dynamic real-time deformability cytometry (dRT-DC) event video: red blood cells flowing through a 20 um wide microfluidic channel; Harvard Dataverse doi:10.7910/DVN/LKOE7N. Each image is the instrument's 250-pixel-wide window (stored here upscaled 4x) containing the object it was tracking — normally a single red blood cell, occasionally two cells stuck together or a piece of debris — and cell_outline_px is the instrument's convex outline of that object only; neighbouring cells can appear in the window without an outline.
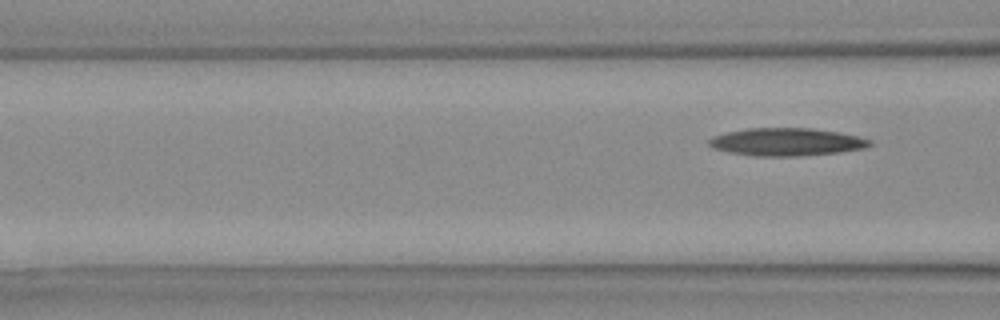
{"species": "Egyptian fruit bat (a non-hibernating species)", "species_latin": "Rousettus aegyptiacus", "temperature_condition": "warm", "stored_images_in_passage": 4, "segment_of_instrument_passage": [2, 2], "camera_frame_rate_fps": 3000, "um_per_image_px": 0.085, "animal": {"sex": "female"}, "frame": {"image": 1, "passage_image": 4, "time_ms": 1.0, "image_size_px": [1000, 320], "cell_outline_px": [[872, 144], [864, 148], [840, 152], [800, 156], [756, 156], [728, 152], [716, 148], [708, 144], [708, 140], [716, 136], [728, 132], [748, 128], [812, 128], [836, 132], [856, 136], [872, 140]], "centroid_in_image_um": [66.88, 12.07], "position_along_channel_um": 99.7, "area_um2": 25.72}}